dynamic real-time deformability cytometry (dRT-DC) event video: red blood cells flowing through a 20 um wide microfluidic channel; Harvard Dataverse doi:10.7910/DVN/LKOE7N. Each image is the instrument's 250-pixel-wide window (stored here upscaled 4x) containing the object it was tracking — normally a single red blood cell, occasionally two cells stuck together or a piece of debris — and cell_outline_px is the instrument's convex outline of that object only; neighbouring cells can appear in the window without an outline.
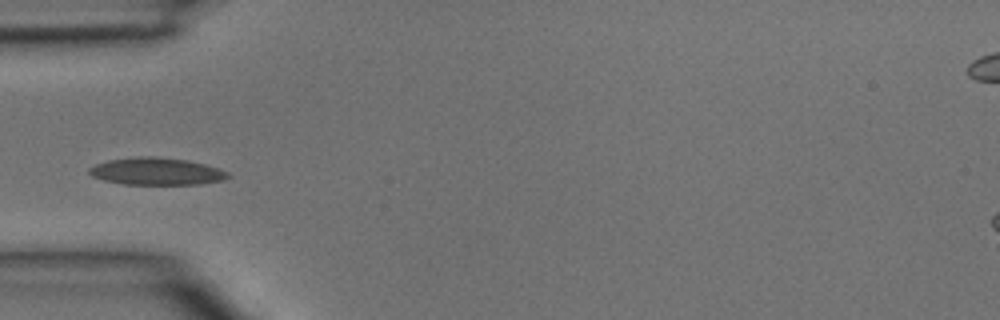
{"species": "common noctule bat (a hibernating species)", "species_latin": "Nyctalus noctula", "temperature_condition": "room temperature", "stored_images_in_passage": 3, "camera_frame_rate_fps": 3000, "um_per_image_px": 0.085, "animal": {"sex": "male", "body_mass_g": 15.6}, "frame": {"image": 1, "passage_image": 3, "time_ms": 0.667, "image_size_px": [1000, 320], "cell_outline_px": [[232, 176], [224, 180], [200, 184], [124, 184], [104, 180], [92, 176], [88, 172], [88, 168], [96, 164], [108, 160], [136, 156], [156, 156], [188, 160], [204, 164], [228, 172]], "centroid_in_image_um": [13.3, 14.56], "position_along_channel_um": 71.7, "area_um2": 22.08}}